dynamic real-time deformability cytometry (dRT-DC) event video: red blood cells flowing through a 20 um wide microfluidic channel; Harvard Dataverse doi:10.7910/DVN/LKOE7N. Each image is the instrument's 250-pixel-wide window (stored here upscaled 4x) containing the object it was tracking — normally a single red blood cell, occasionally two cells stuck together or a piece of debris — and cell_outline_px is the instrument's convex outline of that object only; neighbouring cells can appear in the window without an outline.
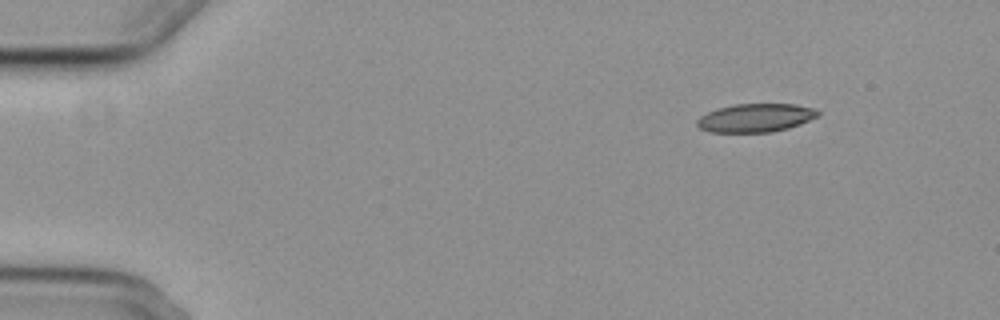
{"species": "common noctule bat (a hibernating species)", "species_latin": "Nyctalus noctula", "temperature_condition": "cold", "stored_images_in_passage": 4, "camera_frame_rate_fps": 3000, "um_per_image_px": 0.085, "animal": {"sex": "female", "body_mass_g": 29.2, "forearm_length_mm": 56.3}, "frame": {"image": 1, "passage_image": 1, "time_ms": 0.0, "image_size_px": [1000, 320], "cell_outline_px": [[820, 116], [800, 124], [788, 128], [772, 132], [708, 132], [700, 128], [696, 124], [696, 120], [700, 116], [716, 108], [732, 104], [796, 104], [816, 108], [820, 112]], "centroid_in_image_um": [64.24, 10.01], "position_along_channel_um": 20.8, "area_um2": 20.29}}
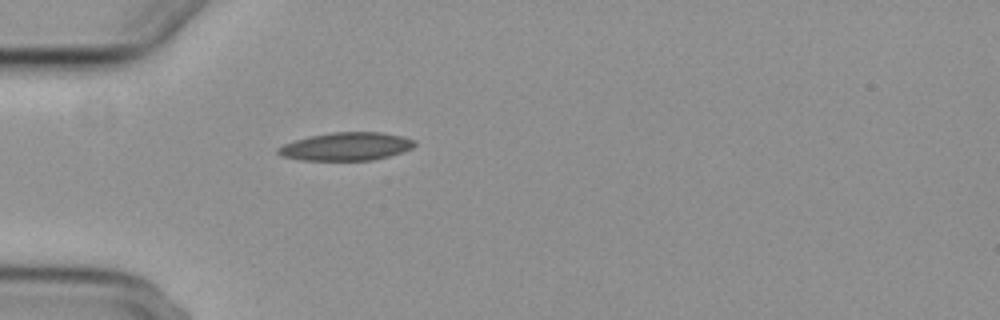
{"frame": {"image": 2, "passage_image": 4, "time_ms": 3.333, "image_size_px": [1000, 320], "cell_outline_px": [[416, 144], [412, 148], [388, 156], [372, 160], [300, 160], [280, 156], [276, 152], [276, 148], [284, 144], [308, 136], [332, 132], [380, 132], [400, 136], [416, 140]], "centroid_in_image_um": [29.39, 12.45], "position_along_channel_um": 55.6, "area_um2": 22.31}}